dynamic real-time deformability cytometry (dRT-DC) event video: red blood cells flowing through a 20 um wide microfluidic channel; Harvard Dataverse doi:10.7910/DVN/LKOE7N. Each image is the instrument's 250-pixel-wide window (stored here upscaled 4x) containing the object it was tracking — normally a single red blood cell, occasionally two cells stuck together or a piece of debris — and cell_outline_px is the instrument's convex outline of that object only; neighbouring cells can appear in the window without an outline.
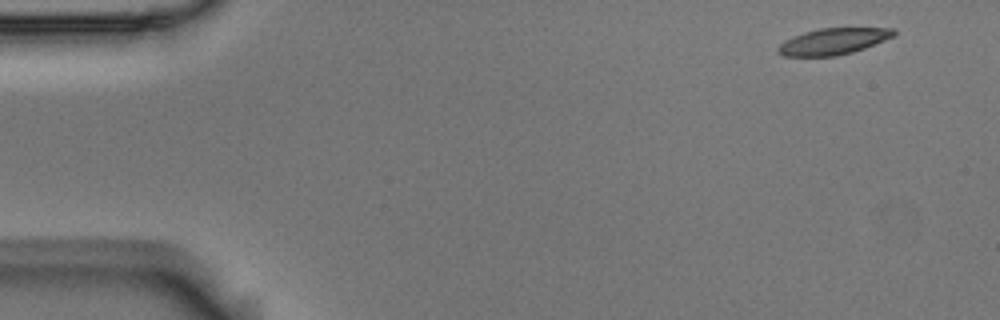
{"species": "Egyptian fruit bat (a non-hibernating species)", "species_latin": "Rousettus aegyptiacus", "temperature_condition": "room temperature", "stored_images_in_passage": 4, "camera_frame_rate_fps": 3000, "um_per_image_px": 0.085, "animal": {"sex": "male"}, "frame": {"image": 1, "passage_image": 1, "time_ms": 0.0, "image_size_px": [1000, 320], "cell_outline_px": [[896, 32], [892, 36], [884, 40], [864, 48], [852, 52], [836, 56], [784, 56], [776, 52], [776, 48], [784, 40], [804, 32], [820, 28], [896, 28]], "centroid_in_image_um": [70.78, 3.52], "position_along_channel_um": 14.2, "area_um2": 17.69}}